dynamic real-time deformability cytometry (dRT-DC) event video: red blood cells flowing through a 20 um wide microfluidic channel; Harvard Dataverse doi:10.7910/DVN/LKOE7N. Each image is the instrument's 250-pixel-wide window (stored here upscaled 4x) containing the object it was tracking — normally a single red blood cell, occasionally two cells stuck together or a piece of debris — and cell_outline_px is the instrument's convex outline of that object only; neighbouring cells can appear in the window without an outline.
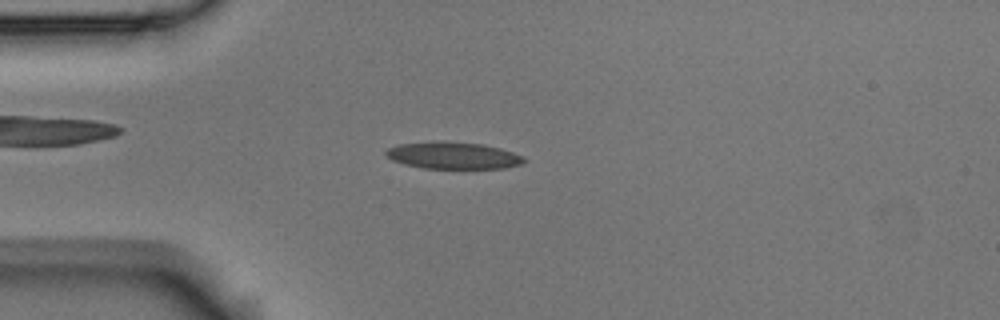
{"species": "Egyptian fruit bat (a non-hibernating species)", "species_latin": "Rousettus aegyptiacus", "temperature_condition": "room temperature", "stored_images_in_passage": 45, "camera_frame_rate_fps": 3000, "um_per_image_px": 0.085, "animal": {"sex": "male"}, "frame": {"image": 1, "passage_image": 3, "time_ms": 0.667, "image_size_px": [1000, 320], "cell_outline_px": [[524, 160], [520, 164], [504, 168], [424, 168], [404, 164], [392, 160], [384, 152], [388, 148], [400, 144], [432, 140], [444, 140], [480, 144], [500, 148], [524, 156]], "centroid_in_image_um": [38.47, 13.2], "position_along_channel_um": 46.5, "area_um2": 21.68}}
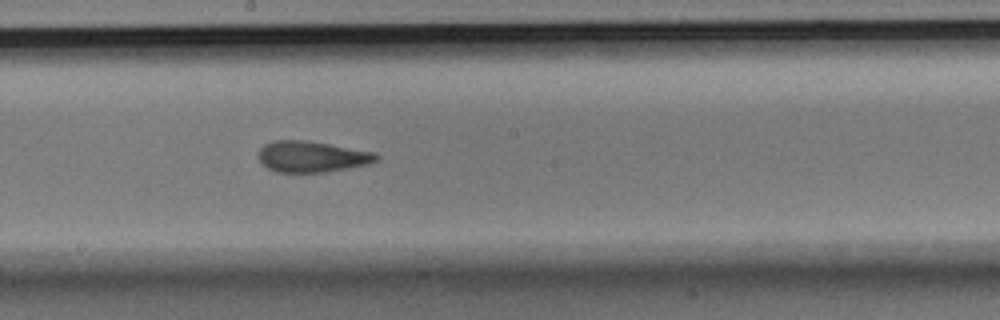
{"frame": {"image": 2, "passage_image": 19, "time_ms": 6.0, "image_size_px": [1000, 320], "cell_outline_px": [[380, 156], [376, 160], [368, 164], [348, 168], [324, 172], [276, 172], [268, 168], [260, 160], [260, 148], [264, 144], [272, 140], [304, 140], [376, 152]], "centroid_in_image_um": [26.52, 13.31], "position_along_channel_um": 221.7, "area_um2": 21.15}}
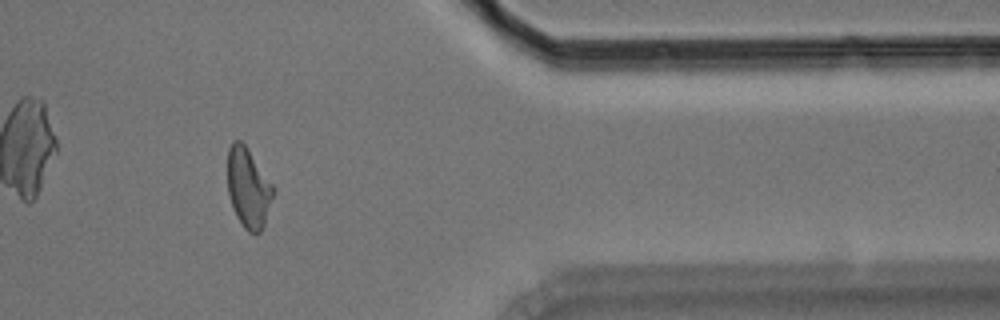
{"frame": {"image": 3, "passage_image": 35, "time_ms": 11.333, "image_size_px": [1000, 320], "cell_outline_px": [[276, 188], [264, 224], [260, 232], [256, 236], [248, 232], [244, 228], [236, 216], [228, 192], [228, 148], [232, 140], [240, 140], [244, 144]], "centroid_in_image_um": [21.12, 15.99], "position_along_channel_um": 390.3, "area_um2": 21.27}, "authors_computed_cell_mechanics": {"area_um2": 21.1548, "velocity_mm_per_s": 3.549, "shape_relaxation_time_tau1_ms": null, "shape_relaxation_time_tau2_ms": 1.9835, "deformation_change_tau1": null, "deformation_change_tau2": 0.0943}}